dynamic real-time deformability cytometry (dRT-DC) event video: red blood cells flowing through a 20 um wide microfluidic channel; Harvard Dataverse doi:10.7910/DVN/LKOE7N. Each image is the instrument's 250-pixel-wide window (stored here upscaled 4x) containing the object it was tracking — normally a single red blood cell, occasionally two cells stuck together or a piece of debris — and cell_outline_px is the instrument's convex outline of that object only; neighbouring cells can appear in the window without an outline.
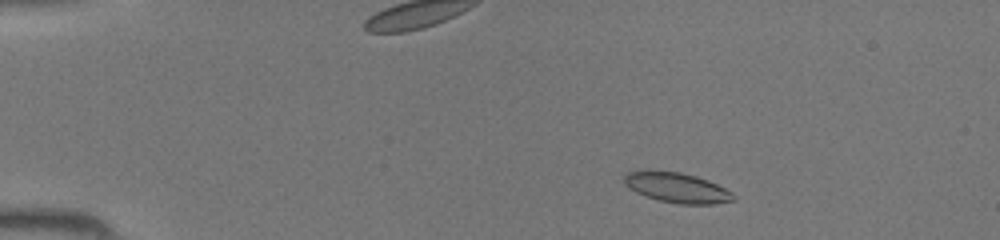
{"species": "common noctule bat (a hibernating species)", "species_latin": "Nyctalus noctula", "temperature_condition": "room temperature", "stored_images_in_passage": 41, "camera_frame_rate_fps": 3000, "um_per_image_px": 0.085, "animal": {"sex": "female", "body_mass_g": 19.5, "forearm_length_mm": 54.1}, "frame": {"image": 1, "passage_image": 4, "time_ms": 1.0, "image_size_px": [1000, 240], "cell_outline_px": [[736, 200], [712, 204], [680, 204], [660, 200], [636, 192], [624, 184], [624, 176], [628, 172], [640, 168], [644, 168], [680, 172], [696, 176], [708, 180], [732, 192], [736, 196]], "centroid_in_image_um": [57.51, 15.91], "position_along_channel_um": 27.5, "area_um2": 19.42}}
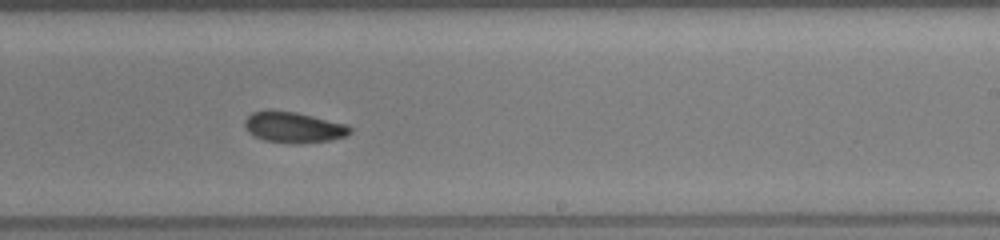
{"frame": {"image": 2, "passage_image": 25, "time_ms": 8.0, "image_size_px": [1000, 240], "cell_outline_px": [[352, 132], [344, 136], [332, 140], [296, 144], [292, 144], [264, 140], [252, 136], [248, 132], [244, 124], [244, 120], [252, 112], [272, 108], [296, 112], [348, 124], [352, 128]], "centroid_in_image_um": [24.93, 10.8], "position_along_channel_um": 264.1, "area_um2": 19.42}}
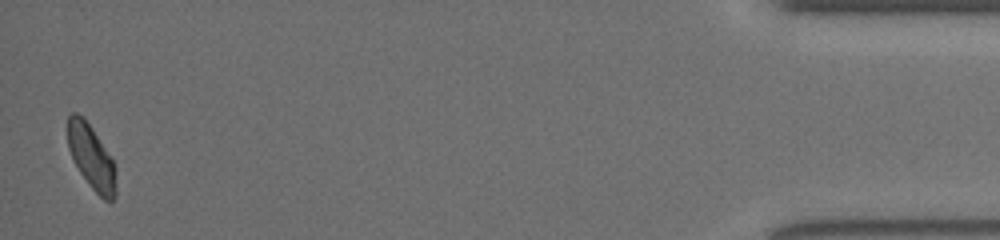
{"frame": {"image": 3, "passage_image": 41, "time_ms": 13.333, "image_size_px": [1000, 240], "cell_outline_px": [[116, 196], [112, 200], [104, 200], [92, 188], [80, 172], [68, 148], [68, 116], [72, 112], [76, 112], [84, 116], [92, 128], [112, 160], [116, 168]], "centroid_in_image_um": [7.77, 13.34], "position_along_channel_um": 427.4, "area_um2": 17.86}}